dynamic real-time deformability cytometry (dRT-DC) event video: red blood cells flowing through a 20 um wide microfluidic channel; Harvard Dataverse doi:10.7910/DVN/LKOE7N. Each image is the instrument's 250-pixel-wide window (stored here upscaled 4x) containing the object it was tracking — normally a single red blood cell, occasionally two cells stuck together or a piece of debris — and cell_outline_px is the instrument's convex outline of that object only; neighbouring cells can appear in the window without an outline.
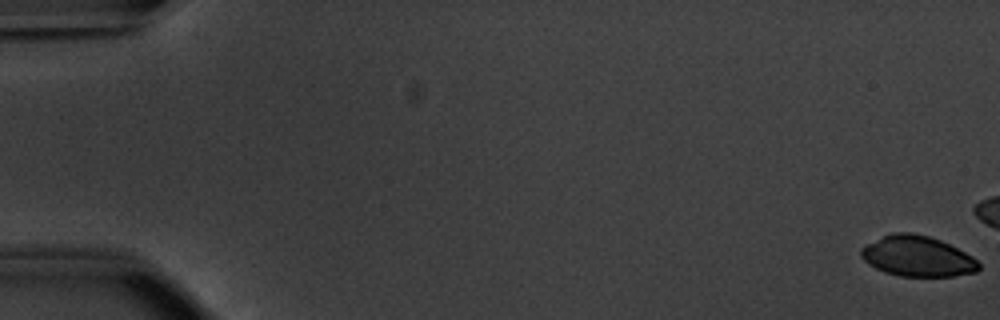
{"species": "common noctule bat (a hibernating species)", "species_latin": "Nyctalus noctula", "temperature_condition": "warm", "stored_images_in_passage": 17, "camera_frame_rate_fps": 3000, "um_per_image_px": 0.085, "animal": {"sex": "male", "body_mass_g": 20.1, "forearm_length_mm": 53.5}, "frame": {"image": 1, "passage_image": 1, "time_ms": 0.0, "image_size_px": [1000, 320], "cell_outline_px": [[980, 268], [976, 272], [952, 276], [900, 276], [884, 272], [868, 264], [860, 256], [860, 248], [892, 232], [912, 232], [928, 236], [940, 240], [972, 256], [980, 264]], "centroid_in_image_um": [77.96, 21.78], "position_along_channel_um": 7.0, "area_um2": 27.63}}